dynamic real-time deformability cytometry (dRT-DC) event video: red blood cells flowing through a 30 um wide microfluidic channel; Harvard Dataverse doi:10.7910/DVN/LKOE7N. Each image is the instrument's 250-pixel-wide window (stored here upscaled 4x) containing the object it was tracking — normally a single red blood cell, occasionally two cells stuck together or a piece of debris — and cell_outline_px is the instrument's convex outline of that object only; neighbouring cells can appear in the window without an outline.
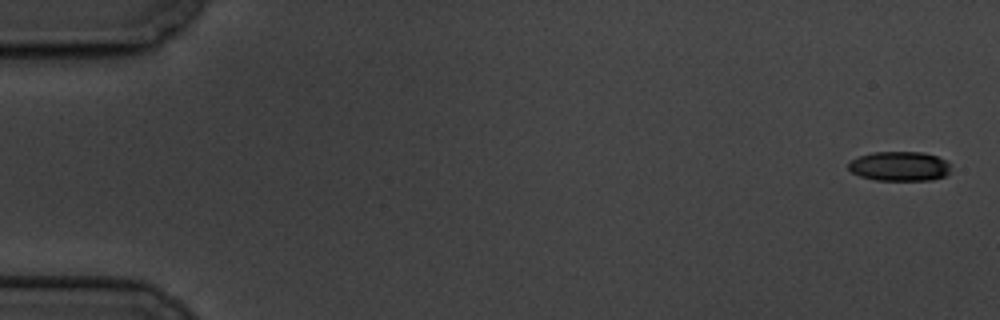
{"species": "common noctule bat (a hibernating species)", "species_latin": "Nyctalus noctula", "temperature_condition": "cold", "stored_images_in_passage": 6, "camera_frame_rate_fps": 3000, "um_per_image_px": 0.085, "animal": {"sex": "male", "body_mass_g": 19.5, "forearm_length_mm": 54.6}, "frame": {"image": 1, "passage_image": 1, "time_ms": 0.0, "image_size_px": [1000, 320], "cell_outline_px": [[948, 172], [944, 176], [932, 180], [876, 180], [860, 176], [852, 172], [848, 168], [848, 164], [852, 160], [860, 156], [872, 152], [924, 152], [936, 156], [944, 160], [948, 164]], "centroid_in_image_um": [76.43, 14.13], "position_along_channel_um": 8.6, "area_um2": 17.4}}